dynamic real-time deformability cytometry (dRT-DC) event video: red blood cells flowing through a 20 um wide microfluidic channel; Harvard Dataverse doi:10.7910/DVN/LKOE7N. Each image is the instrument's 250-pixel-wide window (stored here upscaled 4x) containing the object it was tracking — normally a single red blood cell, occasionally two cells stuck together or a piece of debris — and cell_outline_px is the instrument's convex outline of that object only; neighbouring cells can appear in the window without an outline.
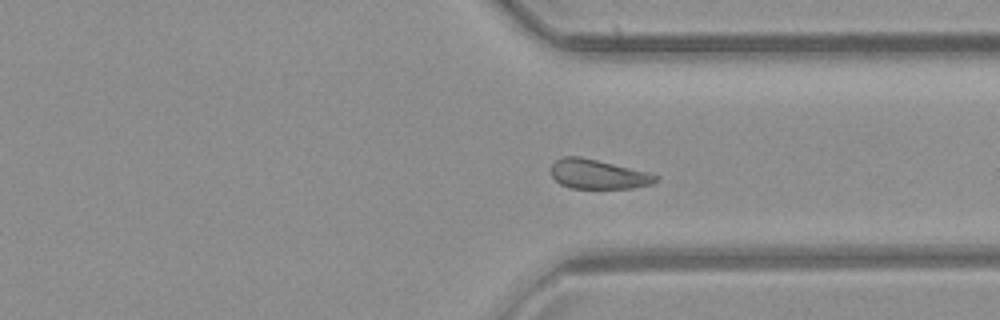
{"species": "common noctule bat (a hibernating species)", "species_latin": "Nyctalus noctula", "temperature_condition": "room temperature", "stored_images_in_passage": 29, "camera_frame_rate_fps": 3000, "um_per_image_px": 0.085, "animal": {"sex": "female", "body_mass_g": 21.9}, "frame": {"image": 1, "passage_image": 25, "time_ms": 8.0, "image_size_px": [1000, 320], "cell_outline_px": [[660, 180], [652, 184], [632, 188], [572, 188], [560, 184], [552, 176], [552, 164], [556, 160], [564, 156], [580, 156], [648, 172], [660, 176]], "centroid_in_image_um": [50.87, 14.81], "position_along_channel_um": 360.5, "area_um2": 17.92}, "authors_computed_cell_mechanics": {"area_um2": 18.8428, "velocity_mm_per_s": 3.9858, "shape_relaxation_time_tau1_ms": null, "shape_relaxation_time_tau2_ms": 5.0961, "deformation_change_tau1": null, "deformation_change_tau2": 0.0981}}